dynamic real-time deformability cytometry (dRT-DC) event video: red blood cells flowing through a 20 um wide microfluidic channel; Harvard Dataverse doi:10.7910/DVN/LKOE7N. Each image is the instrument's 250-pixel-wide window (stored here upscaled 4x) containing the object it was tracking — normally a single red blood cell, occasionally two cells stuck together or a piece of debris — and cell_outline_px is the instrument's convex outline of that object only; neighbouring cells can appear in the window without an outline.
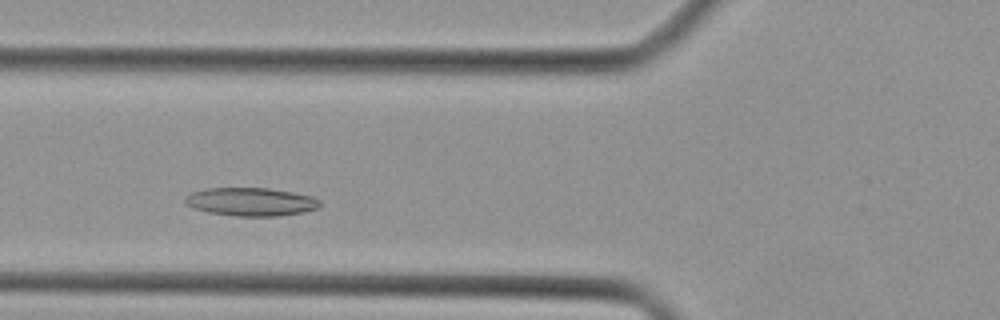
{"species": "Egyptian fruit bat (a non-hibernating species)", "species_latin": "Rousettus aegyptiacus", "temperature_condition": "cold", "stored_images_in_passage": 36, "camera_frame_rate_fps": 3000, "um_per_image_px": 0.085, "animal": {"sex": "female"}, "frame": {"image": 1, "passage_image": 8, "time_ms": 2.333, "image_size_px": [1000, 320], "cell_outline_px": [[320, 204], [316, 208], [304, 212], [276, 216], [236, 216], [208, 212], [192, 208], [184, 200], [184, 196], [192, 192], [204, 188], [268, 188], [292, 192], [312, 196], [320, 200]], "centroid_in_image_um": [21.3, 17.15], "position_along_channel_um": 104.5, "area_um2": 22.2}}
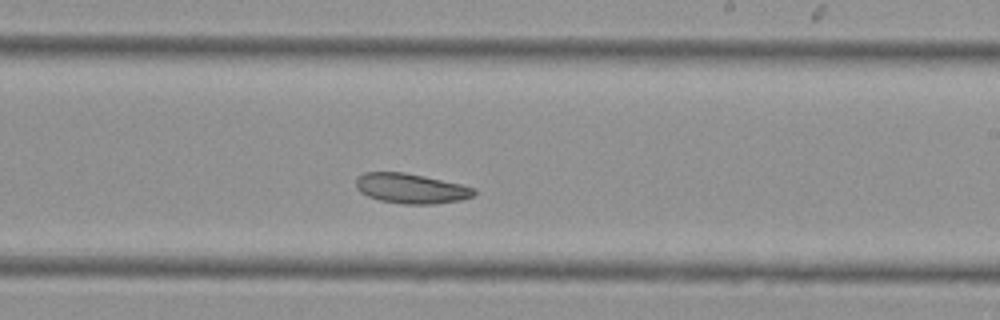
{"frame": {"image": 2, "passage_image": 18, "time_ms": 5.667, "image_size_px": [1000, 320], "cell_outline_px": [[476, 192], [472, 196], [460, 200], [432, 204], [400, 204], [380, 200], [368, 196], [360, 192], [356, 188], [356, 180], [364, 172], [404, 172], [424, 176], [460, 184], [476, 188]], "centroid_in_image_um": [34.92, 16.02], "position_along_channel_um": 254.1, "area_um2": 20.52}}
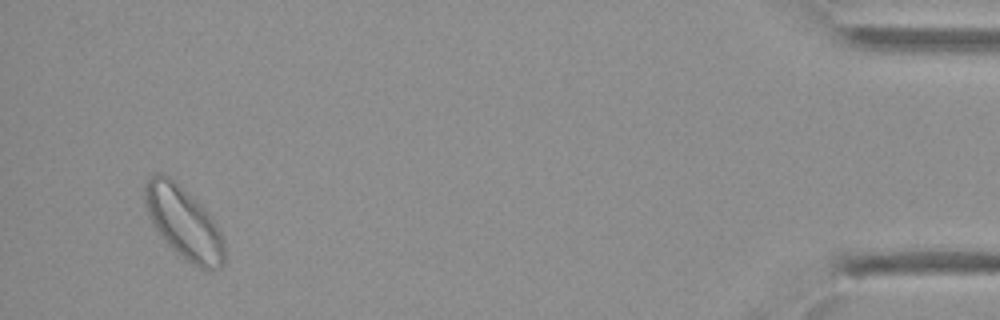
{"frame": {"image": 3, "passage_image": 34, "time_ms": 11.0, "image_size_px": [1000, 320], "cell_outline_px": [[228, 260], [220, 268], [212, 272], [208, 272], [200, 268], [176, 252], [164, 240], [156, 228], [144, 204], [144, 184], [156, 172], [164, 172], [176, 180], [208, 212], [216, 224], [220, 232], [224, 244]], "centroid_in_image_um": [15.65, 18.94], "position_along_channel_um": 419.5, "area_um2": 33.7}}